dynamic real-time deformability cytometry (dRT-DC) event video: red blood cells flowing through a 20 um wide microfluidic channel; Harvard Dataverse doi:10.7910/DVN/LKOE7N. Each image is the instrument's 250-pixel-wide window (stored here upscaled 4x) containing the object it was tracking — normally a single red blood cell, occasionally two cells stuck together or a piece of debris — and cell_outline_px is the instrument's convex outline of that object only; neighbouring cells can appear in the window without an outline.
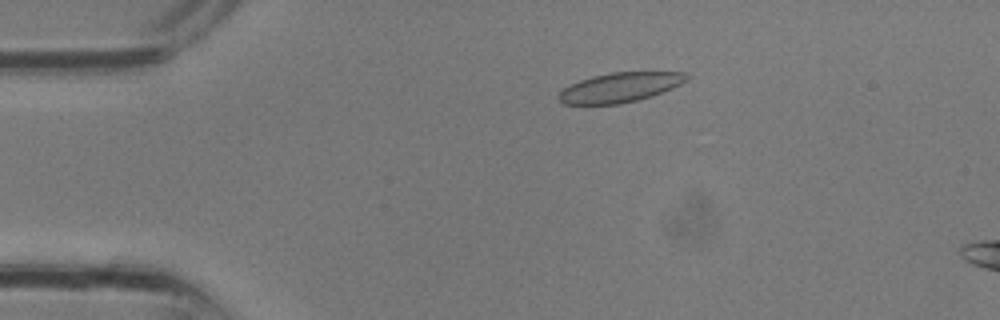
{"species": "common noctule bat (a hibernating species)", "species_latin": "Nyctalus noctula", "temperature_condition": "room temperature", "stored_images_in_passage": 20, "camera_frame_rate_fps": 3000, "um_per_image_px": 0.085, "animal": {"sex": "male", "body_mass_g": 13.3}, "frame": {"image": 1, "passage_image": 7, "time_ms": 2.0, "image_size_px": [1000, 320], "cell_outline_px": [[688, 80], [672, 88], [652, 96], [620, 104], [564, 104], [556, 96], [564, 88], [580, 80], [592, 76], [612, 72], [688, 72]], "centroid_in_image_um": [52.71, 7.42], "position_along_channel_um": 32.3, "area_um2": 21.96}}
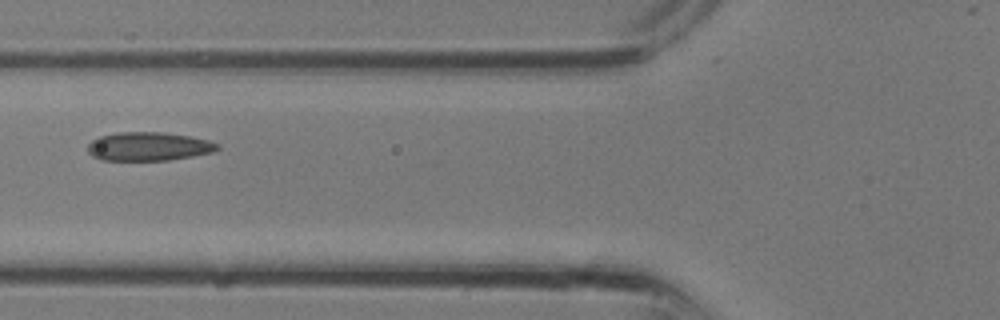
{"frame": {"image": 2, "passage_image": 13, "time_ms": 4.0, "image_size_px": [1000, 320], "cell_outline_px": [[220, 148], [212, 152], [192, 156], [168, 160], [100, 160], [92, 156], [88, 152], [88, 144], [92, 140], [100, 136], [120, 132], [160, 132], [188, 136], [208, 140], [220, 144]], "centroid_in_image_um": [12.62, 12.45], "position_along_channel_um": 113.2, "area_um2": 21.56}}
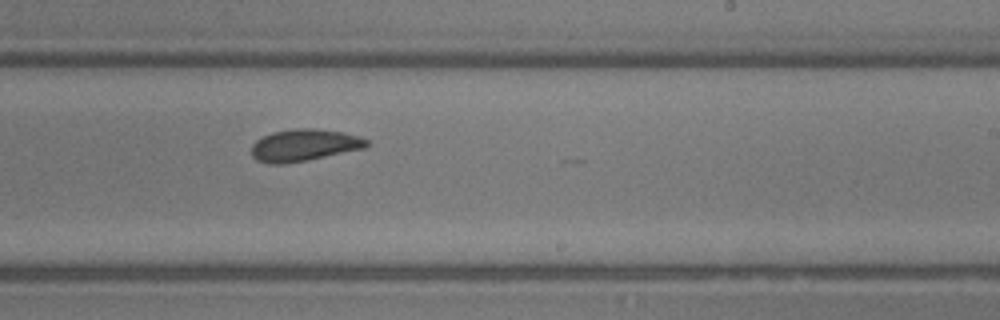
{"frame": {"image": 3, "passage_image": 20, "time_ms": 6.333, "image_size_px": [1000, 320], "cell_outline_px": [[368, 148], [308, 160], [280, 164], [272, 164], [256, 160], [252, 156], [252, 144], [256, 140], [272, 132], [296, 128], [316, 128], [344, 132], [360, 136], [368, 140]], "centroid_in_image_um": [25.9, 12.33], "position_along_channel_um": 263.1, "area_um2": 21.68}}